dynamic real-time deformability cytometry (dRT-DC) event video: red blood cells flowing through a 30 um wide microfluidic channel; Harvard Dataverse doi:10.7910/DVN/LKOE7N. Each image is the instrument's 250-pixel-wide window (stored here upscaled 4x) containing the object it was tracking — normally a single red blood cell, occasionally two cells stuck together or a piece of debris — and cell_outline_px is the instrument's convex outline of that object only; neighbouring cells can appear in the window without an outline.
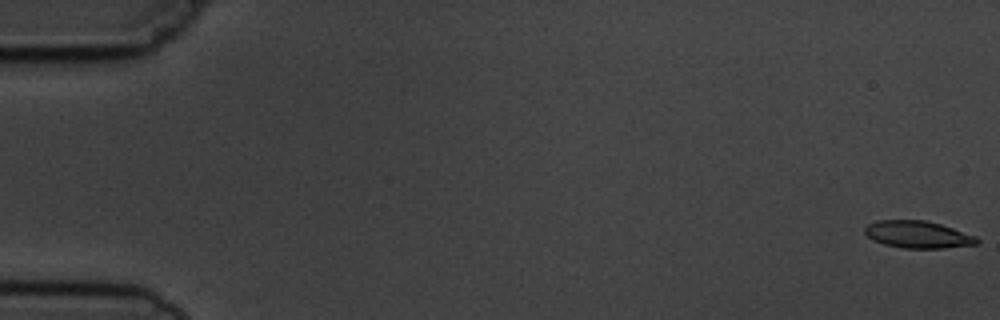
{"species": "common noctule bat (a hibernating species)", "species_latin": "Nyctalus noctula", "temperature_condition": "cold", "stored_images_in_passage": 9, "camera_frame_rate_fps": 3000, "um_per_image_px": 0.085, "animal": {"sex": "male", "body_mass_g": 19.5, "forearm_length_mm": 54.6}, "frame": {"image": 1, "passage_image": 1, "time_ms": 0.0, "image_size_px": [1000, 320], "cell_outline_px": [[980, 244], [944, 248], [904, 248], [884, 244], [872, 240], [864, 232], [864, 228], [868, 224], [876, 220], [924, 220], [940, 224], [976, 236], [980, 240]], "centroid_in_image_um": [78.02, 19.93], "position_along_channel_um": 7.0, "area_um2": 17.8}}
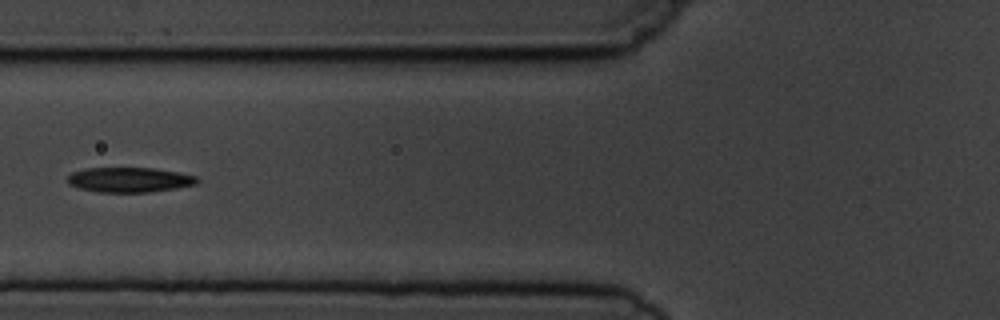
{"frame": {"image": 2, "passage_image": 7, "time_ms": 7.0, "image_size_px": [1000, 320], "cell_outline_px": [[200, 180], [196, 184], [176, 188], [148, 192], [96, 192], [80, 188], [68, 184], [68, 176], [72, 172], [84, 168], [152, 168], [176, 172], [196, 176]], "centroid_in_image_um": [10.98, 15.28], "position_along_channel_um": 114.8, "area_um2": 18.73}}
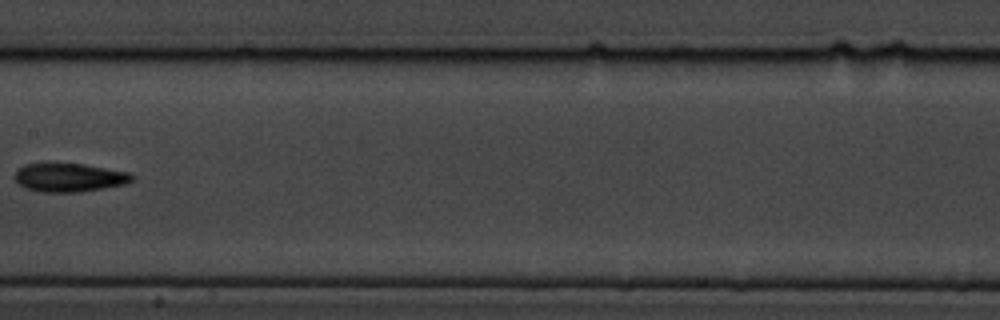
{"frame": {"image": 3, "passage_image": 9, "time_ms": 9.333, "image_size_px": [1000, 320], "cell_outline_px": [[132, 180], [128, 184], [80, 192], [40, 192], [24, 188], [12, 176], [16, 168], [24, 164], [84, 164], [128, 172], [132, 176]], "centroid_in_image_um": [5.84, 15.1], "position_along_channel_um": 201.6, "area_um2": 19.59}}